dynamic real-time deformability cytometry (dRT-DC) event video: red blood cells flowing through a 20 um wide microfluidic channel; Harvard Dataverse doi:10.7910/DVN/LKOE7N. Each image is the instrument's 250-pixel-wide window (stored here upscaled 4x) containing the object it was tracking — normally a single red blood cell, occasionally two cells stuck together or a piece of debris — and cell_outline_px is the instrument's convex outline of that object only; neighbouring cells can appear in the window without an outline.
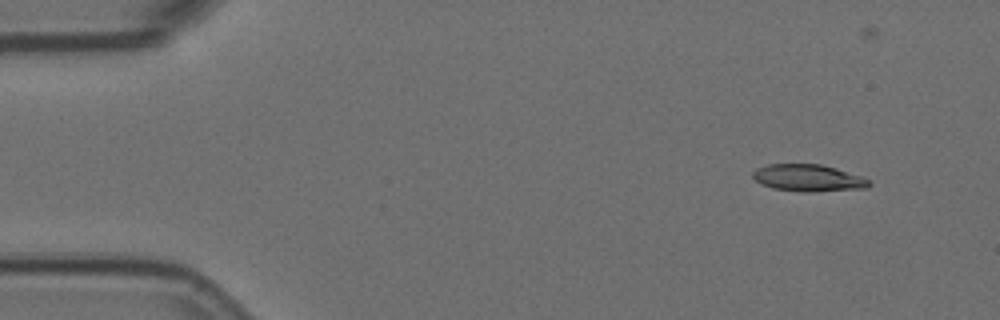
{"species": "Egyptian fruit bat (a non-hibernating species)", "species_latin": "Rousettus aegyptiacus", "temperature_condition": "room temperature", "stored_images_in_passage": 53, "camera_frame_rate_fps": 3000, "um_per_image_px": 0.085, "animal": {"sex": "female"}, "frame": {"image": 1, "passage_image": 1, "time_ms": 0.0, "image_size_px": [1000, 320], "cell_outline_px": [[872, 184], [868, 188], [812, 192], [800, 192], [772, 188], [760, 184], [752, 176], [752, 172], [756, 168], [768, 164], [820, 164], [836, 168], [860, 176], [868, 180]], "centroid_in_image_um": [68.67, 15.13], "position_along_channel_um": 16.3, "area_um2": 18.38}}
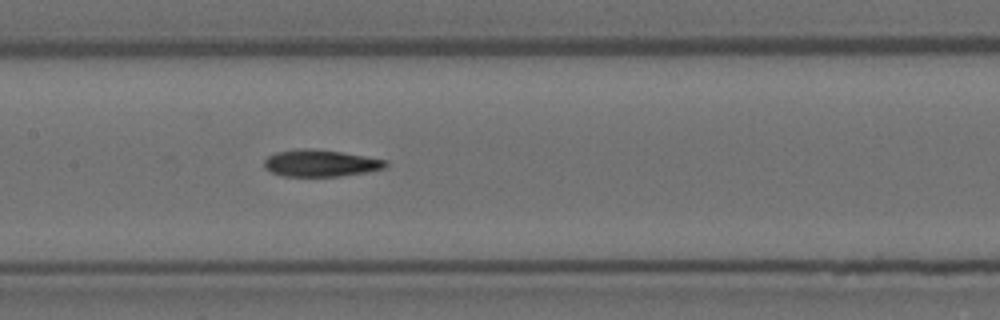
{"frame": {"image": 2, "passage_image": 23, "time_ms": 7.333, "image_size_px": [1000, 320], "cell_outline_px": [[388, 164], [384, 168], [368, 172], [340, 176], [284, 176], [272, 172], [264, 168], [264, 160], [268, 156], [276, 152], [304, 148], [340, 152], [388, 160]], "centroid_in_image_um": [27.25, 13.88], "position_along_channel_um": 180.1, "area_um2": 18.84}}
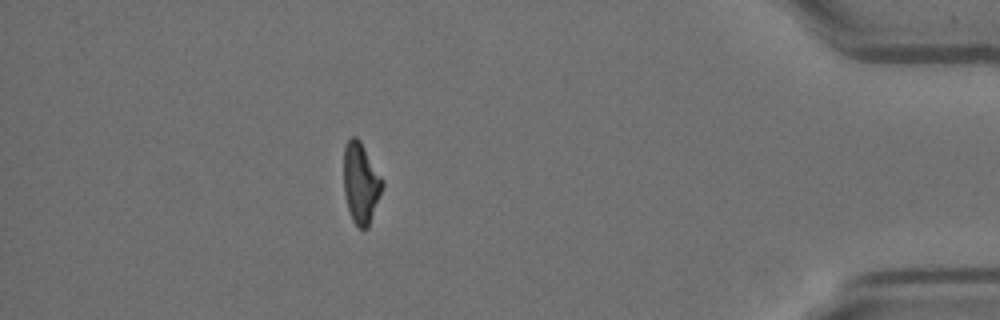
{"frame": {"image": 3, "passage_image": 46, "time_ms": 15.0, "image_size_px": [1000, 320], "cell_outline_px": [[384, 184], [380, 196], [368, 228], [360, 228], [352, 220], [348, 208], [344, 192], [344, 148], [348, 140], [352, 136], [356, 136], [360, 140], [384, 180]], "centroid_in_image_um": [30.68, 15.54], "position_along_channel_um": 404.5, "area_um2": 18.15}, "authors_computed_cell_mechanics": {"area_um2": 19.074, "velocity_mm_per_s": 3.5647, "shape_relaxation_time_tau1_ms": 11.1825, "shape_relaxation_time_tau2_ms": 6.3745, "deformation_change_tau1": 0.2648, "deformation_change_tau2": 0.1612}}